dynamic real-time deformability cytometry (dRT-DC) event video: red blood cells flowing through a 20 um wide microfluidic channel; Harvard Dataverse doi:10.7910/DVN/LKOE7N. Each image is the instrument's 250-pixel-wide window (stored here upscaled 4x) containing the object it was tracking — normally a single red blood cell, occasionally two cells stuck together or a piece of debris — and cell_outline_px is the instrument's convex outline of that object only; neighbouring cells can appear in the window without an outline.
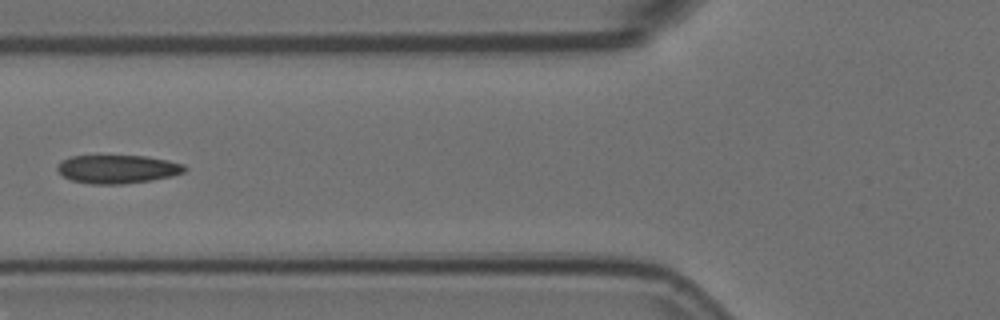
{"species": "Egyptian fruit bat (a non-hibernating species)", "species_latin": "Rousettus aegyptiacus", "temperature_condition": "room temperature", "stored_images_in_passage": 9, "camera_frame_rate_fps": 3000, "um_per_image_px": 0.085, "animal": {"sex": "female"}, "frame": {"image": 1, "passage_image": 6, "time_ms": 1.667, "image_size_px": [1000, 320], "cell_outline_px": [[188, 168], [184, 172], [172, 176], [152, 180], [120, 184], [88, 184], [72, 180], [64, 176], [56, 168], [60, 160], [72, 156], [144, 156], [168, 160], [184, 164]], "centroid_in_image_um": [10.0, 14.37], "position_along_channel_um": 115.8, "area_um2": 21.1}}
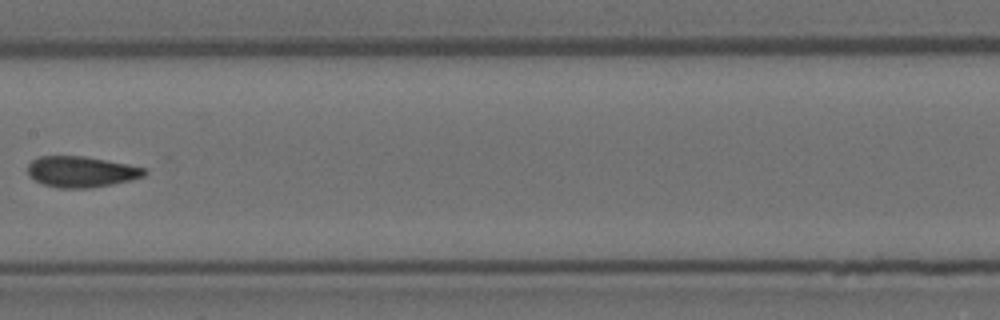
{"frame": {"image": 2, "passage_image": 8, "time_ms": 2.333, "image_size_px": [1000, 320], "cell_outline_px": [[148, 172], [144, 176], [132, 180], [112, 184], [88, 188], [60, 188], [44, 184], [28, 176], [28, 164], [32, 160], [40, 156], [84, 156], [128, 164], [144, 168]], "centroid_in_image_um": [6.91, 14.59], "position_along_channel_um": 200.5, "area_um2": 20.98}}
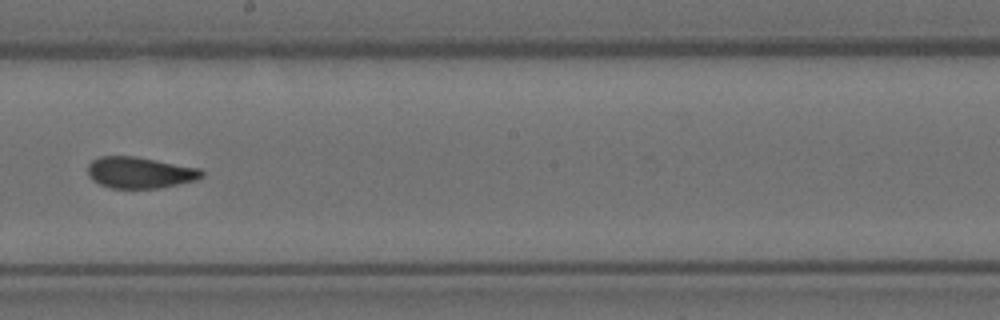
{"frame": {"image": 3, "passage_image": 9, "time_ms": 2.667, "image_size_px": [1000, 320], "cell_outline_px": [[204, 176], [196, 180], [160, 188], [112, 188], [100, 184], [92, 180], [88, 176], [88, 164], [92, 160], [100, 156], [132, 156], [200, 168], [204, 172]], "centroid_in_image_um": [11.88, 14.67], "position_along_channel_um": 236.3, "area_um2": 20.75}}